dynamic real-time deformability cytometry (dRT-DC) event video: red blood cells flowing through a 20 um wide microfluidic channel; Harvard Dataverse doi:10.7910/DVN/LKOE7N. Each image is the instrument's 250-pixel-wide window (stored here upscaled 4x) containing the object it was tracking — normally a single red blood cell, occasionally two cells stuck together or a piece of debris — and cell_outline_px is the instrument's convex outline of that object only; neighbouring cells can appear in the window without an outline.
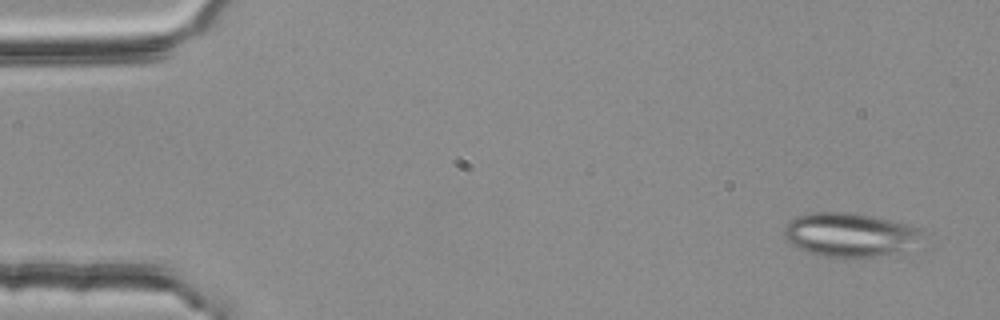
{"species": "common noctule bat (a hibernating species)", "species_latin": "Nyctalus noctula", "temperature_condition": "room temperature", "stored_images_in_passage": 3, "camera_frame_rate_fps": 3000, "um_per_image_px": 0.085, "animal": {"sex": "female", "body_mass_g": 25.1}, "frame": {"image": 1, "passage_image": 1, "time_ms": 0.0, "image_size_px": [1000, 320], "cell_outline_px": [[920, 232], [896, 252], [876, 256], [852, 260], [844, 260], [824, 256], [808, 252], [800, 248], [788, 240], [784, 236], [784, 224], [788, 220], [796, 216], [816, 212], [844, 212], [872, 216], [920, 228]], "centroid_in_image_um": [72.04, 19.96], "position_along_channel_um": 13.0, "area_um2": 34.45}}